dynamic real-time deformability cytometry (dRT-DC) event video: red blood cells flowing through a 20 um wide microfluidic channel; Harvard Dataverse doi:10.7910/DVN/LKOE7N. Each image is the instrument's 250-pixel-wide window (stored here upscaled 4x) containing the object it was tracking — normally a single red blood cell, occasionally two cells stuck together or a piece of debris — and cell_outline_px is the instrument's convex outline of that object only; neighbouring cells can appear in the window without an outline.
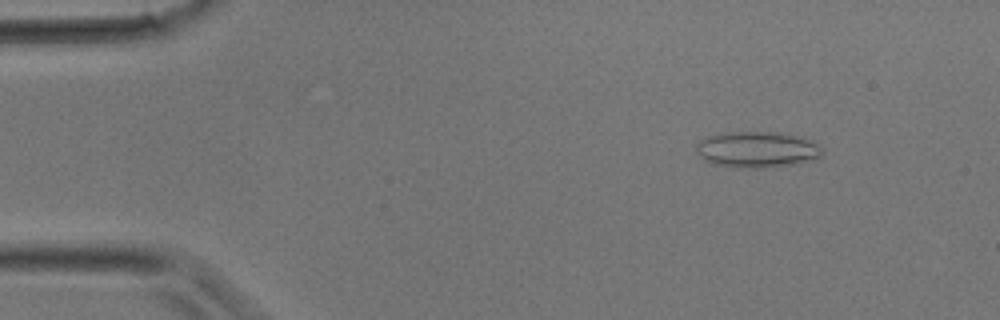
{"species": "common noctule bat (a hibernating species)", "species_latin": "Nyctalus noctula", "temperature_condition": "room temperature", "stored_images_in_passage": 32, "camera_frame_rate_fps": 3000, "um_per_image_px": 0.085, "animal": {"sex": "male", "body_mass_g": 17.9}, "frame": {"image": 1, "passage_image": 1, "time_ms": 0.0, "image_size_px": [1000, 320], "cell_outline_px": [[824, 152], [816, 160], [796, 164], [764, 168], [736, 168], [712, 164], [704, 160], [696, 152], [696, 144], [700, 140], [708, 136], [724, 132], [776, 132], [796, 136], [820, 144]], "centroid_in_image_um": [64.35, 12.73], "position_along_channel_um": 20.6, "area_um2": 26.88}}
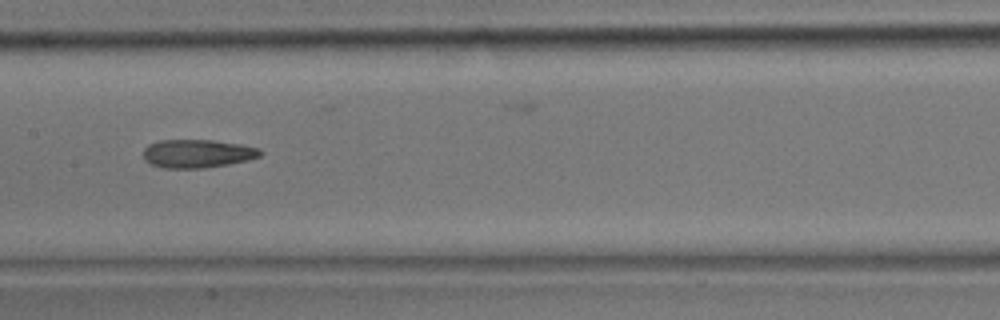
{"frame": {"image": 2, "passage_image": 14, "time_ms": 4.333, "image_size_px": [1000, 320], "cell_outline_px": [[264, 152], [260, 156], [248, 160], [228, 164], [204, 168], [164, 168], [152, 164], [144, 160], [144, 148], [148, 144], [160, 140], [212, 140], [240, 144], [260, 148]], "centroid_in_image_um": [16.79, 13.05], "position_along_channel_um": 190.6, "area_um2": 19.36}}
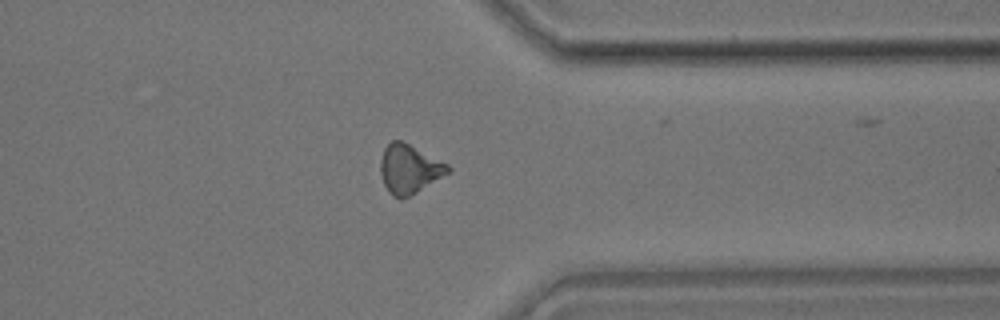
{"frame": {"image": 3, "passage_image": 24, "time_ms": 7.667, "image_size_px": [1000, 320], "cell_outline_px": [[452, 168], [448, 172], [416, 192], [400, 200], [392, 196], [388, 192], [384, 184], [380, 172], [380, 160], [384, 148], [392, 140], [400, 140], [448, 164]], "centroid_in_image_um": [34.74, 14.37], "position_along_channel_um": 376.7, "area_um2": 18.9}}